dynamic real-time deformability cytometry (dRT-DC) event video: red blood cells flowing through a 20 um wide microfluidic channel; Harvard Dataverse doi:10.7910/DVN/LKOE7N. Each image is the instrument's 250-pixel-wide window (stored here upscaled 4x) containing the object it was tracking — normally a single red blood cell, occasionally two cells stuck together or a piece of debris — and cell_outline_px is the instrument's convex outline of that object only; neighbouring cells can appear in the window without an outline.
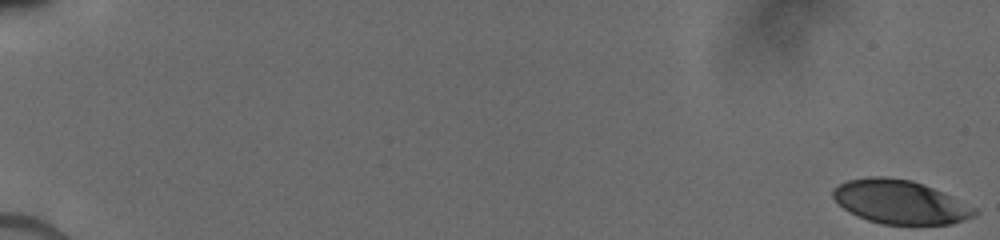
{"species": "human", "species_latin": "Homo sapiens", "temperature_condition": "cold", "stored_images_in_passage": 54, "camera_frame_rate_fps": 3000, "um_per_image_px": 0.085, "donor": {"sex": "male"}, "frame": {"image": 1, "passage_image": 1, "time_ms": 0.0, "image_size_px": [1000, 240], "cell_outline_px": [[980, 212], [964, 220], [952, 224], [884, 224], [868, 220], [844, 208], [832, 196], [832, 188], [848, 180], [868, 176], [884, 176], [912, 180], [924, 184], [944, 192], [976, 208]], "centroid_in_image_um": [76.53, 17.15], "position_along_channel_um": 8.5, "area_um2": 35.95}}
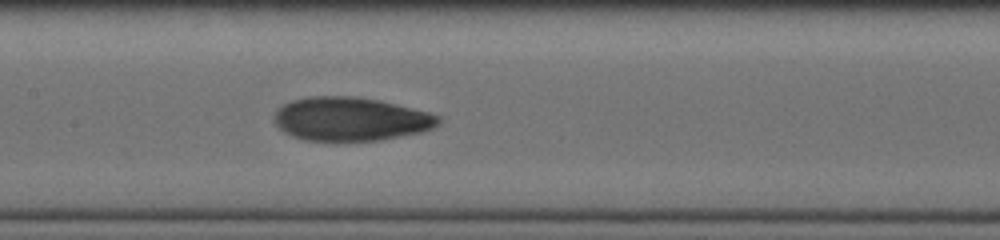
{"frame": {"image": 2, "passage_image": 30, "time_ms": 9.333, "image_size_px": [1000, 240], "cell_outline_px": [[440, 124], [432, 128], [420, 132], [380, 140], [344, 144], [304, 140], [292, 136], [284, 132], [276, 124], [276, 108], [292, 100], [308, 96], [352, 96], [380, 100], [428, 112], [440, 116]], "centroid_in_image_um": [29.79, 10.15], "position_along_channel_um": 177.6, "area_um2": 42.6}}
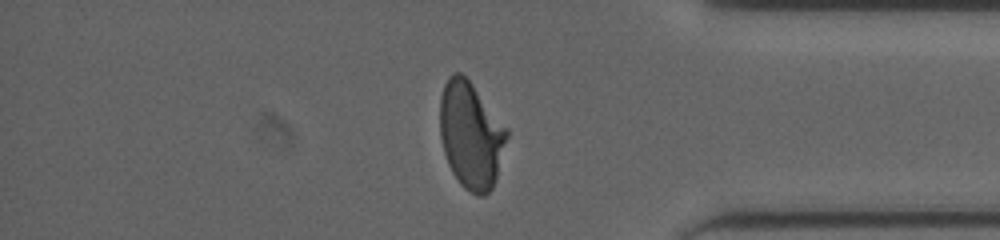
{"frame": {"image": 3, "passage_image": 47, "time_ms": 15.0, "image_size_px": [1000, 240], "cell_outline_px": [[508, 136], [496, 180], [492, 188], [484, 196], [480, 196], [464, 188], [460, 184], [452, 172], [448, 164], [444, 152], [440, 136], [440, 96], [444, 84], [448, 76], [452, 72], [460, 72], [468, 80], [508, 128]], "centroid_in_image_um": [40.02, 11.49], "position_along_channel_um": 395.2, "area_um2": 41.56}}